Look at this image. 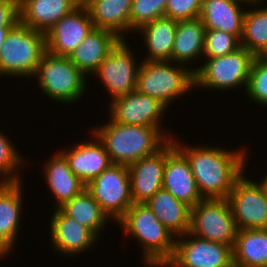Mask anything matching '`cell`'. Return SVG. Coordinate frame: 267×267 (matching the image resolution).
<instances>
[{
    "label": "cell",
    "instance_id": "1",
    "mask_svg": "<svg viewBox=\"0 0 267 267\" xmlns=\"http://www.w3.org/2000/svg\"><path fill=\"white\" fill-rule=\"evenodd\" d=\"M175 147L187 158L203 198H227L235 182L244 174L246 150L227 151L221 147L181 145Z\"/></svg>",
    "mask_w": 267,
    "mask_h": 267
},
{
    "label": "cell",
    "instance_id": "2",
    "mask_svg": "<svg viewBox=\"0 0 267 267\" xmlns=\"http://www.w3.org/2000/svg\"><path fill=\"white\" fill-rule=\"evenodd\" d=\"M109 119L92 132L104 144L112 163L129 166L153 155L169 141L155 127L124 125Z\"/></svg>",
    "mask_w": 267,
    "mask_h": 267
},
{
    "label": "cell",
    "instance_id": "3",
    "mask_svg": "<svg viewBox=\"0 0 267 267\" xmlns=\"http://www.w3.org/2000/svg\"><path fill=\"white\" fill-rule=\"evenodd\" d=\"M125 234L132 235L143 248L144 265L164 267L174 253L175 238L146 203H133L117 221Z\"/></svg>",
    "mask_w": 267,
    "mask_h": 267
},
{
    "label": "cell",
    "instance_id": "4",
    "mask_svg": "<svg viewBox=\"0 0 267 267\" xmlns=\"http://www.w3.org/2000/svg\"><path fill=\"white\" fill-rule=\"evenodd\" d=\"M46 51L45 33L17 22L0 48V76H35Z\"/></svg>",
    "mask_w": 267,
    "mask_h": 267
},
{
    "label": "cell",
    "instance_id": "5",
    "mask_svg": "<svg viewBox=\"0 0 267 267\" xmlns=\"http://www.w3.org/2000/svg\"><path fill=\"white\" fill-rule=\"evenodd\" d=\"M171 64L172 61L143 60L139 64L136 90L169 107L171 101L195 87L194 72L189 65L187 68Z\"/></svg>",
    "mask_w": 267,
    "mask_h": 267
},
{
    "label": "cell",
    "instance_id": "6",
    "mask_svg": "<svg viewBox=\"0 0 267 267\" xmlns=\"http://www.w3.org/2000/svg\"><path fill=\"white\" fill-rule=\"evenodd\" d=\"M35 75L42 92L53 101L71 104L82 99L86 92L87 76L68 57L46 51Z\"/></svg>",
    "mask_w": 267,
    "mask_h": 267
},
{
    "label": "cell",
    "instance_id": "7",
    "mask_svg": "<svg viewBox=\"0 0 267 267\" xmlns=\"http://www.w3.org/2000/svg\"><path fill=\"white\" fill-rule=\"evenodd\" d=\"M203 66L193 70L195 87L225 91L248 85L249 74L255 56L244 47L235 52L206 58Z\"/></svg>",
    "mask_w": 267,
    "mask_h": 267
},
{
    "label": "cell",
    "instance_id": "8",
    "mask_svg": "<svg viewBox=\"0 0 267 267\" xmlns=\"http://www.w3.org/2000/svg\"><path fill=\"white\" fill-rule=\"evenodd\" d=\"M200 239L235 245L238 227L226 198H203L191 208L190 230Z\"/></svg>",
    "mask_w": 267,
    "mask_h": 267
},
{
    "label": "cell",
    "instance_id": "9",
    "mask_svg": "<svg viewBox=\"0 0 267 267\" xmlns=\"http://www.w3.org/2000/svg\"><path fill=\"white\" fill-rule=\"evenodd\" d=\"M86 188L108 218L116 222L134 203L131 196L129 169L122 164L112 163L92 179Z\"/></svg>",
    "mask_w": 267,
    "mask_h": 267
},
{
    "label": "cell",
    "instance_id": "10",
    "mask_svg": "<svg viewBox=\"0 0 267 267\" xmlns=\"http://www.w3.org/2000/svg\"><path fill=\"white\" fill-rule=\"evenodd\" d=\"M243 174L234 184L229 196L232 215L238 229H267V189Z\"/></svg>",
    "mask_w": 267,
    "mask_h": 267
},
{
    "label": "cell",
    "instance_id": "11",
    "mask_svg": "<svg viewBox=\"0 0 267 267\" xmlns=\"http://www.w3.org/2000/svg\"><path fill=\"white\" fill-rule=\"evenodd\" d=\"M186 236H190L189 240ZM232 262L230 246L200 239L187 232L178 236V240L176 238L174 253L164 267H228Z\"/></svg>",
    "mask_w": 267,
    "mask_h": 267
},
{
    "label": "cell",
    "instance_id": "12",
    "mask_svg": "<svg viewBox=\"0 0 267 267\" xmlns=\"http://www.w3.org/2000/svg\"><path fill=\"white\" fill-rule=\"evenodd\" d=\"M127 44L125 39H120L93 73L100 78L112 100L136 90L139 66Z\"/></svg>",
    "mask_w": 267,
    "mask_h": 267
},
{
    "label": "cell",
    "instance_id": "13",
    "mask_svg": "<svg viewBox=\"0 0 267 267\" xmlns=\"http://www.w3.org/2000/svg\"><path fill=\"white\" fill-rule=\"evenodd\" d=\"M111 101L109 108L113 121L124 125L155 127L168 140L173 138L169 133L166 134L168 131H162L160 126L167 107L159 100L135 90Z\"/></svg>",
    "mask_w": 267,
    "mask_h": 267
},
{
    "label": "cell",
    "instance_id": "14",
    "mask_svg": "<svg viewBox=\"0 0 267 267\" xmlns=\"http://www.w3.org/2000/svg\"><path fill=\"white\" fill-rule=\"evenodd\" d=\"M175 148L171 139L153 155L143 157L128 166L134 203H146L162 189L166 158Z\"/></svg>",
    "mask_w": 267,
    "mask_h": 267
},
{
    "label": "cell",
    "instance_id": "15",
    "mask_svg": "<svg viewBox=\"0 0 267 267\" xmlns=\"http://www.w3.org/2000/svg\"><path fill=\"white\" fill-rule=\"evenodd\" d=\"M93 29L86 6L80 4L45 34L46 49L53 55L68 57Z\"/></svg>",
    "mask_w": 267,
    "mask_h": 267
},
{
    "label": "cell",
    "instance_id": "16",
    "mask_svg": "<svg viewBox=\"0 0 267 267\" xmlns=\"http://www.w3.org/2000/svg\"><path fill=\"white\" fill-rule=\"evenodd\" d=\"M50 221L51 244L62 254L72 256L85 252L99 240L90 229L66 216L59 208H55Z\"/></svg>",
    "mask_w": 267,
    "mask_h": 267
},
{
    "label": "cell",
    "instance_id": "17",
    "mask_svg": "<svg viewBox=\"0 0 267 267\" xmlns=\"http://www.w3.org/2000/svg\"><path fill=\"white\" fill-rule=\"evenodd\" d=\"M162 189L191 208L203 199L187 158L177 148L166 158Z\"/></svg>",
    "mask_w": 267,
    "mask_h": 267
},
{
    "label": "cell",
    "instance_id": "18",
    "mask_svg": "<svg viewBox=\"0 0 267 267\" xmlns=\"http://www.w3.org/2000/svg\"><path fill=\"white\" fill-rule=\"evenodd\" d=\"M92 135L95 137V140L84 141L75 144L68 151L65 149L61 151L68 160L71 171L85 185L112 164L104 144L96 135Z\"/></svg>",
    "mask_w": 267,
    "mask_h": 267
},
{
    "label": "cell",
    "instance_id": "19",
    "mask_svg": "<svg viewBox=\"0 0 267 267\" xmlns=\"http://www.w3.org/2000/svg\"><path fill=\"white\" fill-rule=\"evenodd\" d=\"M79 5L76 0H19V21L46 34Z\"/></svg>",
    "mask_w": 267,
    "mask_h": 267
},
{
    "label": "cell",
    "instance_id": "20",
    "mask_svg": "<svg viewBox=\"0 0 267 267\" xmlns=\"http://www.w3.org/2000/svg\"><path fill=\"white\" fill-rule=\"evenodd\" d=\"M239 0H203L199 18L205 30H220L241 40L246 10Z\"/></svg>",
    "mask_w": 267,
    "mask_h": 267
},
{
    "label": "cell",
    "instance_id": "21",
    "mask_svg": "<svg viewBox=\"0 0 267 267\" xmlns=\"http://www.w3.org/2000/svg\"><path fill=\"white\" fill-rule=\"evenodd\" d=\"M119 40L111 31L94 28L68 58L88 77V74L93 75L99 68Z\"/></svg>",
    "mask_w": 267,
    "mask_h": 267
},
{
    "label": "cell",
    "instance_id": "22",
    "mask_svg": "<svg viewBox=\"0 0 267 267\" xmlns=\"http://www.w3.org/2000/svg\"><path fill=\"white\" fill-rule=\"evenodd\" d=\"M131 4L132 0H87L84 5L94 28L111 31L125 39V33H130Z\"/></svg>",
    "mask_w": 267,
    "mask_h": 267
},
{
    "label": "cell",
    "instance_id": "23",
    "mask_svg": "<svg viewBox=\"0 0 267 267\" xmlns=\"http://www.w3.org/2000/svg\"><path fill=\"white\" fill-rule=\"evenodd\" d=\"M21 182L0 183V246L10 253L19 230L22 209Z\"/></svg>",
    "mask_w": 267,
    "mask_h": 267
},
{
    "label": "cell",
    "instance_id": "24",
    "mask_svg": "<svg viewBox=\"0 0 267 267\" xmlns=\"http://www.w3.org/2000/svg\"><path fill=\"white\" fill-rule=\"evenodd\" d=\"M44 165L43 173L46 176V185H49L53 197L56 199V208L82 192L86 185L70 169L68 160L58 152Z\"/></svg>",
    "mask_w": 267,
    "mask_h": 267
},
{
    "label": "cell",
    "instance_id": "25",
    "mask_svg": "<svg viewBox=\"0 0 267 267\" xmlns=\"http://www.w3.org/2000/svg\"><path fill=\"white\" fill-rule=\"evenodd\" d=\"M146 204L174 236L189 232L191 207L176 199L170 192L161 189Z\"/></svg>",
    "mask_w": 267,
    "mask_h": 267
},
{
    "label": "cell",
    "instance_id": "26",
    "mask_svg": "<svg viewBox=\"0 0 267 267\" xmlns=\"http://www.w3.org/2000/svg\"><path fill=\"white\" fill-rule=\"evenodd\" d=\"M178 20L161 17L144 24L137 31L144 35L147 61H171Z\"/></svg>",
    "mask_w": 267,
    "mask_h": 267
},
{
    "label": "cell",
    "instance_id": "27",
    "mask_svg": "<svg viewBox=\"0 0 267 267\" xmlns=\"http://www.w3.org/2000/svg\"><path fill=\"white\" fill-rule=\"evenodd\" d=\"M205 27L200 18L192 20H179L176 28L171 61L178 65H188L190 61L197 60L204 51Z\"/></svg>",
    "mask_w": 267,
    "mask_h": 267
},
{
    "label": "cell",
    "instance_id": "28",
    "mask_svg": "<svg viewBox=\"0 0 267 267\" xmlns=\"http://www.w3.org/2000/svg\"><path fill=\"white\" fill-rule=\"evenodd\" d=\"M232 253L234 264L267 267V229H238Z\"/></svg>",
    "mask_w": 267,
    "mask_h": 267
},
{
    "label": "cell",
    "instance_id": "29",
    "mask_svg": "<svg viewBox=\"0 0 267 267\" xmlns=\"http://www.w3.org/2000/svg\"><path fill=\"white\" fill-rule=\"evenodd\" d=\"M59 209L69 218L90 229L97 237L109 220L87 188L65 202Z\"/></svg>",
    "mask_w": 267,
    "mask_h": 267
},
{
    "label": "cell",
    "instance_id": "30",
    "mask_svg": "<svg viewBox=\"0 0 267 267\" xmlns=\"http://www.w3.org/2000/svg\"><path fill=\"white\" fill-rule=\"evenodd\" d=\"M256 8L245 12L240 45L255 57H267V6Z\"/></svg>",
    "mask_w": 267,
    "mask_h": 267
},
{
    "label": "cell",
    "instance_id": "31",
    "mask_svg": "<svg viewBox=\"0 0 267 267\" xmlns=\"http://www.w3.org/2000/svg\"><path fill=\"white\" fill-rule=\"evenodd\" d=\"M0 131V183L21 182L20 173H17L24 163L20 153L12 142ZM19 168V169H18ZM18 169V170H17Z\"/></svg>",
    "mask_w": 267,
    "mask_h": 267
},
{
    "label": "cell",
    "instance_id": "32",
    "mask_svg": "<svg viewBox=\"0 0 267 267\" xmlns=\"http://www.w3.org/2000/svg\"><path fill=\"white\" fill-rule=\"evenodd\" d=\"M167 0H132L130 31L138 30L144 24L165 16Z\"/></svg>",
    "mask_w": 267,
    "mask_h": 267
},
{
    "label": "cell",
    "instance_id": "33",
    "mask_svg": "<svg viewBox=\"0 0 267 267\" xmlns=\"http://www.w3.org/2000/svg\"><path fill=\"white\" fill-rule=\"evenodd\" d=\"M240 40L220 30H205L203 57H220L235 52L240 48Z\"/></svg>",
    "mask_w": 267,
    "mask_h": 267
},
{
    "label": "cell",
    "instance_id": "34",
    "mask_svg": "<svg viewBox=\"0 0 267 267\" xmlns=\"http://www.w3.org/2000/svg\"><path fill=\"white\" fill-rule=\"evenodd\" d=\"M245 92L253 101L267 107V57H255Z\"/></svg>",
    "mask_w": 267,
    "mask_h": 267
},
{
    "label": "cell",
    "instance_id": "35",
    "mask_svg": "<svg viewBox=\"0 0 267 267\" xmlns=\"http://www.w3.org/2000/svg\"><path fill=\"white\" fill-rule=\"evenodd\" d=\"M203 0H167L165 17L192 20L200 16Z\"/></svg>",
    "mask_w": 267,
    "mask_h": 267
},
{
    "label": "cell",
    "instance_id": "36",
    "mask_svg": "<svg viewBox=\"0 0 267 267\" xmlns=\"http://www.w3.org/2000/svg\"><path fill=\"white\" fill-rule=\"evenodd\" d=\"M17 22H19V0H0V48Z\"/></svg>",
    "mask_w": 267,
    "mask_h": 267
},
{
    "label": "cell",
    "instance_id": "37",
    "mask_svg": "<svg viewBox=\"0 0 267 267\" xmlns=\"http://www.w3.org/2000/svg\"><path fill=\"white\" fill-rule=\"evenodd\" d=\"M239 1H242L244 3H248V4H253V5H257L258 3L261 4L262 0H239Z\"/></svg>",
    "mask_w": 267,
    "mask_h": 267
},
{
    "label": "cell",
    "instance_id": "38",
    "mask_svg": "<svg viewBox=\"0 0 267 267\" xmlns=\"http://www.w3.org/2000/svg\"><path fill=\"white\" fill-rule=\"evenodd\" d=\"M6 255H8V252L0 246V258H3Z\"/></svg>",
    "mask_w": 267,
    "mask_h": 267
},
{
    "label": "cell",
    "instance_id": "39",
    "mask_svg": "<svg viewBox=\"0 0 267 267\" xmlns=\"http://www.w3.org/2000/svg\"><path fill=\"white\" fill-rule=\"evenodd\" d=\"M265 179H262V183L264 184V186L266 187L267 189V175L264 177Z\"/></svg>",
    "mask_w": 267,
    "mask_h": 267
},
{
    "label": "cell",
    "instance_id": "40",
    "mask_svg": "<svg viewBox=\"0 0 267 267\" xmlns=\"http://www.w3.org/2000/svg\"><path fill=\"white\" fill-rule=\"evenodd\" d=\"M228 267H243V266H240V265H237V264H234L233 262L228 266Z\"/></svg>",
    "mask_w": 267,
    "mask_h": 267
},
{
    "label": "cell",
    "instance_id": "41",
    "mask_svg": "<svg viewBox=\"0 0 267 267\" xmlns=\"http://www.w3.org/2000/svg\"><path fill=\"white\" fill-rule=\"evenodd\" d=\"M79 4H85L87 0H76Z\"/></svg>",
    "mask_w": 267,
    "mask_h": 267
}]
</instances>
